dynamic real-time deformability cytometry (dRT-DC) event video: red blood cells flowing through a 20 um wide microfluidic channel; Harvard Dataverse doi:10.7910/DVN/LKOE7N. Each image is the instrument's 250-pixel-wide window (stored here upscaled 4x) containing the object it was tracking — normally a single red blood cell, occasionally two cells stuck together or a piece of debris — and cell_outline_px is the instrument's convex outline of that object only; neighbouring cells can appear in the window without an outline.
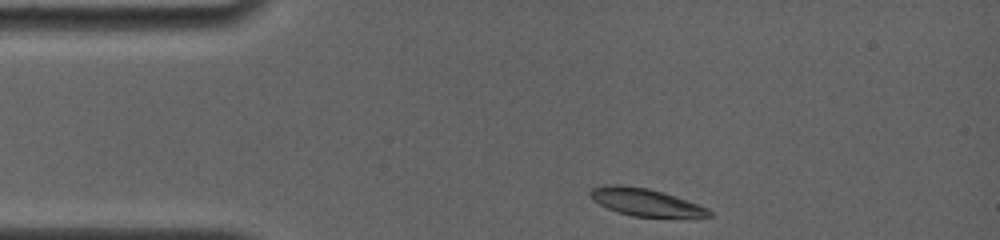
{"species": "common noctule bat (a hibernating species)", "species_latin": "Nyctalus noctula", "temperature_condition": "room temperature", "stored_images_in_passage": 48, "camera_frame_rate_fps": 4000, "um_per_image_px": 0.085, "animal": {"sex": "female", "body_mass_g": 19.0, "forearm_length_mm": 56.7}, "frame": {"image": 1, "passage_image": 1, "time_ms": 0.0, "image_size_px": [1000, 240], "cell_outline_px": [[712, 216], [632, 216], [608, 208], [592, 200], [588, 192], [592, 188], [604, 184], [620, 184], [648, 188], [664, 192], [708, 208], [712, 212]], "centroid_in_image_um": [54.8, 17.15], "position_along_channel_um": 30.2, "area_um2": 18.73}}
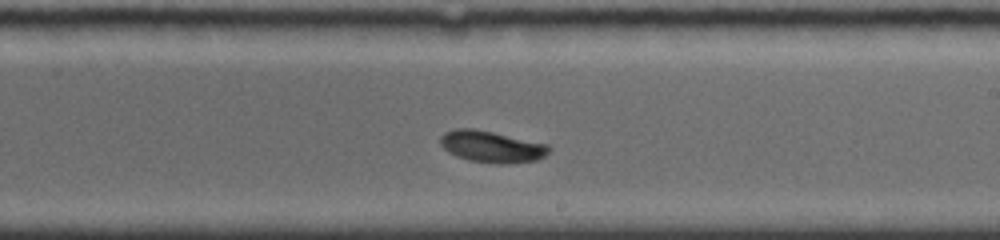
{"frame": {"image": 2, "passage_image": 28, "time_ms": 6.75, "image_size_px": [1000, 240], "cell_outline_px": [[552, 148], [544, 156], [536, 160], [504, 164], [496, 164], [468, 160], [456, 156], [448, 152], [440, 144], [440, 136], [444, 132], [456, 128], [472, 128], [492, 132], [548, 144]], "centroid_in_image_um": [41.77, 12.47], "position_along_channel_um": 247.2, "area_um2": 20.0}}
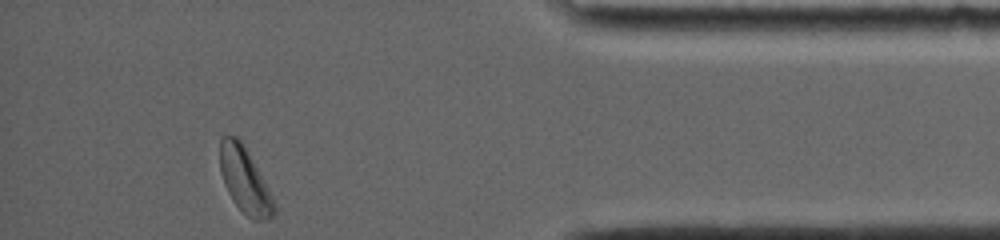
{"frame": {"image": 3, "passage_image": 48, "time_ms": 11.75, "image_size_px": [1000, 240], "cell_outline_px": [[276, 212], [272, 216], [264, 220], [252, 220], [232, 200], [224, 184], [220, 172], [220, 140], [224, 136], [236, 136], [240, 140], [264, 180], [276, 204]], "centroid_in_image_um": [20.8, 15.35], "position_along_channel_um": 414.4, "area_um2": 20.29}, "authors_computed_cell_mechanics": {"area_um2": 19.6231, "velocity_mm_per_s": 3.8467, "shape_relaxation_time_tau1_ms": 3.0128, "shape_relaxation_time_tau2_ms": null, "deformation_change_tau1": 0.1475, "deformation_change_tau2": null}}